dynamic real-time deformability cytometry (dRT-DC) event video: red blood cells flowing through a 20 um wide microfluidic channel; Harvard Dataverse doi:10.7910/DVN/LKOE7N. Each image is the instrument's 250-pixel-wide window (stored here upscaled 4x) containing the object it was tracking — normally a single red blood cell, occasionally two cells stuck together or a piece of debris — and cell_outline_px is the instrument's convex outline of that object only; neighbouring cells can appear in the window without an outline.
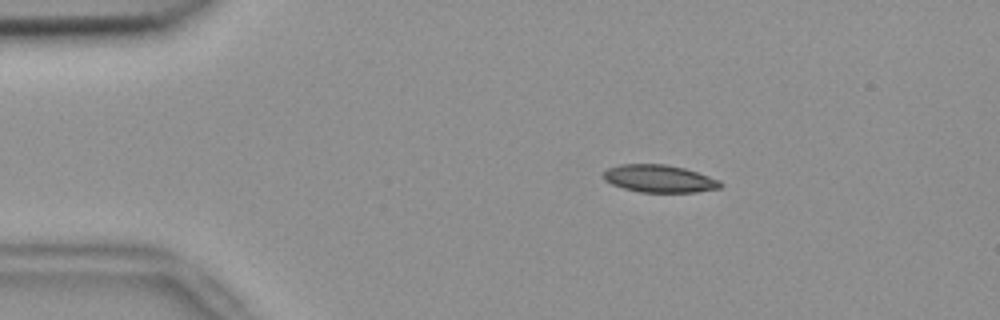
{"species": "common noctule bat (a hibernating species)", "species_latin": "Nyctalus noctula", "temperature_condition": "room temperature", "stored_images_in_passage": 45, "camera_frame_rate_fps": 3000, "um_per_image_px": 0.085, "animal": {"sex": "female", "body_mass_g": 18.4}, "frame": {"image": 1, "passage_image": 1, "time_ms": 0.0, "image_size_px": [1000, 320], "cell_outline_px": [[724, 184], [720, 188], [696, 192], [640, 192], [624, 188], [612, 184], [604, 180], [604, 172], [608, 168], [620, 164], [664, 164], [684, 168], [720, 180]], "centroid_in_image_um": [56.05, 15.19], "position_along_channel_um": 28.9, "area_um2": 18.67}}
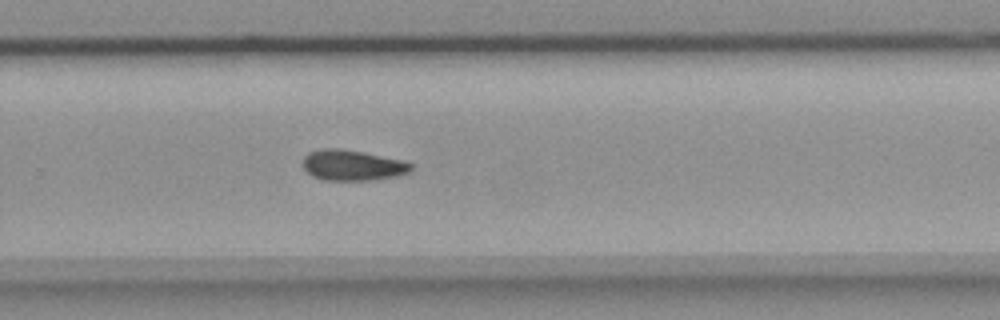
{"frame": {"image": 2, "passage_image": 27, "time_ms": 8.667, "image_size_px": [1000, 320], "cell_outline_px": [[412, 168], [408, 172], [396, 176], [372, 180], [324, 180], [312, 176], [304, 168], [304, 156], [308, 152], [320, 148], [336, 148], [360, 152], [400, 160], [412, 164]], "centroid_in_image_um": [29.91, 14.05], "position_along_channel_um": 299.9, "area_um2": 18.96}}
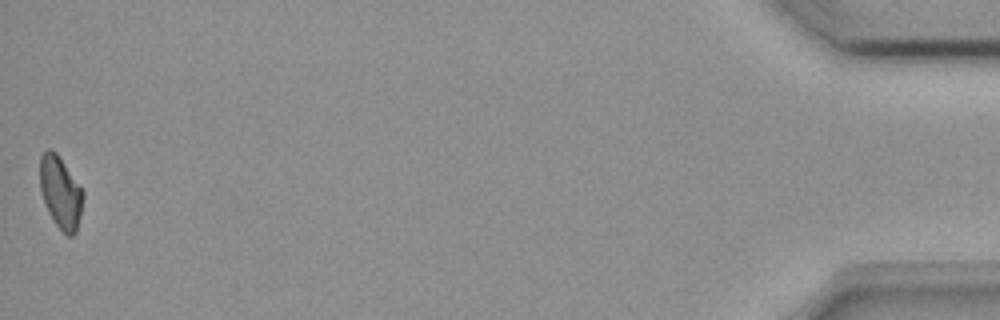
{"frame": {"image": 3, "passage_image": 45, "time_ms": 14.667, "image_size_px": [1000, 320], "cell_outline_px": [[84, 196], [80, 216], [76, 232], [72, 236], [68, 236], [52, 220], [48, 212], [40, 188], [40, 156], [48, 148], [52, 148], [56, 152], [84, 192]], "centroid_in_image_um": [5.14, 16.35], "position_along_channel_um": 430.1, "area_um2": 17.98}}